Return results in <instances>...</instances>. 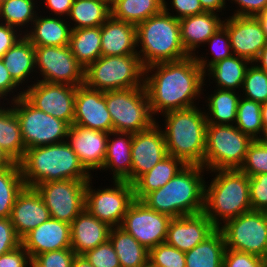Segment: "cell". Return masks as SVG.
Listing matches in <instances>:
<instances>
[{
    "label": "cell",
    "mask_w": 267,
    "mask_h": 267,
    "mask_svg": "<svg viewBox=\"0 0 267 267\" xmlns=\"http://www.w3.org/2000/svg\"><path fill=\"white\" fill-rule=\"evenodd\" d=\"M201 6L205 12H213L218 14V12L225 11L227 7L226 0H200Z\"/></svg>",
    "instance_id": "680465c9"
},
{
    "label": "cell",
    "mask_w": 267,
    "mask_h": 267,
    "mask_svg": "<svg viewBox=\"0 0 267 267\" xmlns=\"http://www.w3.org/2000/svg\"><path fill=\"white\" fill-rule=\"evenodd\" d=\"M69 47L77 61L86 68L102 56L101 26L72 29Z\"/></svg>",
    "instance_id": "d590c367"
},
{
    "label": "cell",
    "mask_w": 267,
    "mask_h": 267,
    "mask_svg": "<svg viewBox=\"0 0 267 267\" xmlns=\"http://www.w3.org/2000/svg\"><path fill=\"white\" fill-rule=\"evenodd\" d=\"M88 181L62 180L41 183L38 191L51 218L71 224L85 209V191Z\"/></svg>",
    "instance_id": "5bb4252c"
},
{
    "label": "cell",
    "mask_w": 267,
    "mask_h": 267,
    "mask_svg": "<svg viewBox=\"0 0 267 267\" xmlns=\"http://www.w3.org/2000/svg\"><path fill=\"white\" fill-rule=\"evenodd\" d=\"M170 4L172 5L170 8L174 11H171L169 8L170 5L166 0H163V9L179 20L205 12L201 6L200 0H170Z\"/></svg>",
    "instance_id": "f907efd6"
},
{
    "label": "cell",
    "mask_w": 267,
    "mask_h": 267,
    "mask_svg": "<svg viewBox=\"0 0 267 267\" xmlns=\"http://www.w3.org/2000/svg\"><path fill=\"white\" fill-rule=\"evenodd\" d=\"M35 81L23 87L24 97L37 109L71 126L75 114L76 86Z\"/></svg>",
    "instance_id": "9a60e30c"
},
{
    "label": "cell",
    "mask_w": 267,
    "mask_h": 267,
    "mask_svg": "<svg viewBox=\"0 0 267 267\" xmlns=\"http://www.w3.org/2000/svg\"><path fill=\"white\" fill-rule=\"evenodd\" d=\"M92 179L86 185L85 209L110 227L121 226L128 207L135 200L133 185L127 181L113 180L112 187L96 189Z\"/></svg>",
    "instance_id": "7c38bea8"
},
{
    "label": "cell",
    "mask_w": 267,
    "mask_h": 267,
    "mask_svg": "<svg viewBox=\"0 0 267 267\" xmlns=\"http://www.w3.org/2000/svg\"><path fill=\"white\" fill-rule=\"evenodd\" d=\"M213 91V94L211 92L208 97H205L207 100L205 99L204 102L207 103L206 107H208V111L204 110L207 123L235 125L241 93L220 88Z\"/></svg>",
    "instance_id": "d6a6232c"
},
{
    "label": "cell",
    "mask_w": 267,
    "mask_h": 267,
    "mask_svg": "<svg viewBox=\"0 0 267 267\" xmlns=\"http://www.w3.org/2000/svg\"><path fill=\"white\" fill-rule=\"evenodd\" d=\"M225 18L222 26L229 35L233 55L253 63L267 43L260 22L254 16Z\"/></svg>",
    "instance_id": "ac0fdd59"
},
{
    "label": "cell",
    "mask_w": 267,
    "mask_h": 267,
    "mask_svg": "<svg viewBox=\"0 0 267 267\" xmlns=\"http://www.w3.org/2000/svg\"><path fill=\"white\" fill-rule=\"evenodd\" d=\"M21 245L31 259L41 253L71 248L70 224L50 217L27 233Z\"/></svg>",
    "instance_id": "7402d4cb"
},
{
    "label": "cell",
    "mask_w": 267,
    "mask_h": 267,
    "mask_svg": "<svg viewBox=\"0 0 267 267\" xmlns=\"http://www.w3.org/2000/svg\"><path fill=\"white\" fill-rule=\"evenodd\" d=\"M205 171L200 165H186L163 187L146 194L140 201L171 218L201 213L204 209Z\"/></svg>",
    "instance_id": "3957f363"
},
{
    "label": "cell",
    "mask_w": 267,
    "mask_h": 267,
    "mask_svg": "<svg viewBox=\"0 0 267 267\" xmlns=\"http://www.w3.org/2000/svg\"><path fill=\"white\" fill-rule=\"evenodd\" d=\"M14 163L10 156L0 148V169L11 167Z\"/></svg>",
    "instance_id": "94428289"
},
{
    "label": "cell",
    "mask_w": 267,
    "mask_h": 267,
    "mask_svg": "<svg viewBox=\"0 0 267 267\" xmlns=\"http://www.w3.org/2000/svg\"><path fill=\"white\" fill-rule=\"evenodd\" d=\"M240 170L249 177L267 173V144L262 139H255L249 144Z\"/></svg>",
    "instance_id": "ee69618b"
},
{
    "label": "cell",
    "mask_w": 267,
    "mask_h": 267,
    "mask_svg": "<svg viewBox=\"0 0 267 267\" xmlns=\"http://www.w3.org/2000/svg\"><path fill=\"white\" fill-rule=\"evenodd\" d=\"M262 122L264 126V134L267 132V102L261 106Z\"/></svg>",
    "instance_id": "e7e4bbea"
},
{
    "label": "cell",
    "mask_w": 267,
    "mask_h": 267,
    "mask_svg": "<svg viewBox=\"0 0 267 267\" xmlns=\"http://www.w3.org/2000/svg\"><path fill=\"white\" fill-rule=\"evenodd\" d=\"M226 249L246 252L267 260V212L250 210L219 228Z\"/></svg>",
    "instance_id": "8fae6325"
},
{
    "label": "cell",
    "mask_w": 267,
    "mask_h": 267,
    "mask_svg": "<svg viewBox=\"0 0 267 267\" xmlns=\"http://www.w3.org/2000/svg\"><path fill=\"white\" fill-rule=\"evenodd\" d=\"M21 245V239L16 235L9 218H0V256Z\"/></svg>",
    "instance_id": "f5cc1de1"
},
{
    "label": "cell",
    "mask_w": 267,
    "mask_h": 267,
    "mask_svg": "<svg viewBox=\"0 0 267 267\" xmlns=\"http://www.w3.org/2000/svg\"><path fill=\"white\" fill-rule=\"evenodd\" d=\"M109 240L121 267H148L149 250L120 226L111 228Z\"/></svg>",
    "instance_id": "e575fe53"
},
{
    "label": "cell",
    "mask_w": 267,
    "mask_h": 267,
    "mask_svg": "<svg viewBox=\"0 0 267 267\" xmlns=\"http://www.w3.org/2000/svg\"><path fill=\"white\" fill-rule=\"evenodd\" d=\"M185 166L181 159L166 156L133 184L135 200H141L146 194L163 187Z\"/></svg>",
    "instance_id": "4dcf8cb0"
},
{
    "label": "cell",
    "mask_w": 267,
    "mask_h": 267,
    "mask_svg": "<svg viewBox=\"0 0 267 267\" xmlns=\"http://www.w3.org/2000/svg\"><path fill=\"white\" fill-rule=\"evenodd\" d=\"M50 217L38 191L34 187L25 186L16 198L10 219L16 235L22 239Z\"/></svg>",
    "instance_id": "603a6c76"
},
{
    "label": "cell",
    "mask_w": 267,
    "mask_h": 267,
    "mask_svg": "<svg viewBox=\"0 0 267 267\" xmlns=\"http://www.w3.org/2000/svg\"><path fill=\"white\" fill-rule=\"evenodd\" d=\"M205 173L215 177L211 183L205 181L203 213L217 229L228 220L252 210L248 175L240 169L210 170Z\"/></svg>",
    "instance_id": "277c9868"
},
{
    "label": "cell",
    "mask_w": 267,
    "mask_h": 267,
    "mask_svg": "<svg viewBox=\"0 0 267 267\" xmlns=\"http://www.w3.org/2000/svg\"><path fill=\"white\" fill-rule=\"evenodd\" d=\"M260 22L267 40V9L255 16Z\"/></svg>",
    "instance_id": "be15d7a7"
},
{
    "label": "cell",
    "mask_w": 267,
    "mask_h": 267,
    "mask_svg": "<svg viewBox=\"0 0 267 267\" xmlns=\"http://www.w3.org/2000/svg\"><path fill=\"white\" fill-rule=\"evenodd\" d=\"M109 133L72 124L66 141L77 154L81 164L91 171H101L107 151Z\"/></svg>",
    "instance_id": "ffe728a7"
},
{
    "label": "cell",
    "mask_w": 267,
    "mask_h": 267,
    "mask_svg": "<svg viewBox=\"0 0 267 267\" xmlns=\"http://www.w3.org/2000/svg\"><path fill=\"white\" fill-rule=\"evenodd\" d=\"M1 59L12 79L19 86L23 87L25 83L28 84L27 81L33 78V75H35L33 74L34 72L36 73L35 48L24 35L2 56Z\"/></svg>",
    "instance_id": "f1b7e54d"
},
{
    "label": "cell",
    "mask_w": 267,
    "mask_h": 267,
    "mask_svg": "<svg viewBox=\"0 0 267 267\" xmlns=\"http://www.w3.org/2000/svg\"><path fill=\"white\" fill-rule=\"evenodd\" d=\"M72 267H93L83 255H76Z\"/></svg>",
    "instance_id": "6125c7cd"
},
{
    "label": "cell",
    "mask_w": 267,
    "mask_h": 267,
    "mask_svg": "<svg viewBox=\"0 0 267 267\" xmlns=\"http://www.w3.org/2000/svg\"><path fill=\"white\" fill-rule=\"evenodd\" d=\"M0 105V148L10 158L19 163L25 154L26 147L22 140L19 119L10 103ZM9 105V107H8Z\"/></svg>",
    "instance_id": "1f68e13d"
},
{
    "label": "cell",
    "mask_w": 267,
    "mask_h": 267,
    "mask_svg": "<svg viewBox=\"0 0 267 267\" xmlns=\"http://www.w3.org/2000/svg\"><path fill=\"white\" fill-rule=\"evenodd\" d=\"M19 88L21 89V91ZM15 92L17 95L15 94ZM11 93H14L15 95ZM11 95L14 96L10 97ZM8 96L9 99L6 98ZM21 96H24V90L22 91V87H19V85L12 79L9 71L6 69L2 59L0 58V101L3 100L4 103V101L8 100L6 103H10L20 98Z\"/></svg>",
    "instance_id": "816d5d0a"
},
{
    "label": "cell",
    "mask_w": 267,
    "mask_h": 267,
    "mask_svg": "<svg viewBox=\"0 0 267 267\" xmlns=\"http://www.w3.org/2000/svg\"><path fill=\"white\" fill-rule=\"evenodd\" d=\"M243 92V94L241 93ZM242 97L258 103L267 102V72L251 63L245 72Z\"/></svg>",
    "instance_id": "7bdbcfd3"
},
{
    "label": "cell",
    "mask_w": 267,
    "mask_h": 267,
    "mask_svg": "<svg viewBox=\"0 0 267 267\" xmlns=\"http://www.w3.org/2000/svg\"><path fill=\"white\" fill-rule=\"evenodd\" d=\"M210 45V53L213 56L210 60L208 56H196L194 55V58L198 65L202 68V70L205 72L209 67L217 63L218 61H221L225 58H228L233 55L229 35L227 33V30L222 26L219 28L205 43V45ZM205 58H204V57Z\"/></svg>",
    "instance_id": "b9f144b4"
},
{
    "label": "cell",
    "mask_w": 267,
    "mask_h": 267,
    "mask_svg": "<svg viewBox=\"0 0 267 267\" xmlns=\"http://www.w3.org/2000/svg\"><path fill=\"white\" fill-rule=\"evenodd\" d=\"M35 67L39 80L49 83L79 86L84 84L85 68L67 46H34ZM38 70V71H37ZM41 76V77H40Z\"/></svg>",
    "instance_id": "4fadbf2b"
},
{
    "label": "cell",
    "mask_w": 267,
    "mask_h": 267,
    "mask_svg": "<svg viewBox=\"0 0 267 267\" xmlns=\"http://www.w3.org/2000/svg\"><path fill=\"white\" fill-rule=\"evenodd\" d=\"M136 26L110 16L101 25L102 56H121L137 53Z\"/></svg>",
    "instance_id": "d4e9b609"
},
{
    "label": "cell",
    "mask_w": 267,
    "mask_h": 267,
    "mask_svg": "<svg viewBox=\"0 0 267 267\" xmlns=\"http://www.w3.org/2000/svg\"><path fill=\"white\" fill-rule=\"evenodd\" d=\"M252 210L267 212V173L249 177Z\"/></svg>",
    "instance_id": "c3c4849f"
},
{
    "label": "cell",
    "mask_w": 267,
    "mask_h": 267,
    "mask_svg": "<svg viewBox=\"0 0 267 267\" xmlns=\"http://www.w3.org/2000/svg\"><path fill=\"white\" fill-rule=\"evenodd\" d=\"M18 31L0 22V58L24 35Z\"/></svg>",
    "instance_id": "9f6ffc18"
},
{
    "label": "cell",
    "mask_w": 267,
    "mask_h": 267,
    "mask_svg": "<svg viewBox=\"0 0 267 267\" xmlns=\"http://www.w3.org/2000/svg\"><path fill=\"white\" fill-rule=\"evenodd\" d=\"M110 4L114 1V0H107Z\"/></svg>",
    "instance_id": "003e7915"
},
{
    "label": "cell",
    "mask_w": 267,
    "mask_h": 267,
    "mask_svg": "<svg viewBox=\"0 0 267 267\" xmlns=\"http://www.w3.org/2000/svg\"><path fill=\"white\" fill-rule=\"evenodd\" d=\"M93 267H121L113 245L108 239L83 254Z\"/></svg>",
    "instance_id": "bcb514c9"
},
{
    "label": "cell",
    "mask_w": 267,
    "mask_h": 267,
    "mask_svg": "<svg viewBox=\"0 0 267 267\" xmlns=\"http://www.w3.org/2000/svg\"><path fill=\"white\" fill-rule=\"evenodd\" d=\"M216 229L203 212L172 218L165 242L185 253L203 242Z\"/></svg>",
    "instance_id": "44dd1931"
},
{
    "label": "cell",
    "mask_w": 267,
    "mask_h": 267,
    "mask_svg": "<svg viewBox=\"0 0 267 267\" xmlns=\"http://www.w3.org/2000/svg\"><path fill=\"white\" fill-rule=\"evenodd\" d=\"M111 16L137 26L163 9V0H114Z\"/></svg>",
    "instance_id": "74e56055"
},
{
    "label": "cell",
    "mask_w": 267,
    "mask_h": 267,
    "mask_svg": "<svg viewBox=\"0 0 267 267\" xmlns=\"http://www.w3.org/2000/svg\"><path fill=\"white\" fill-rule=\"evenodd\" d=\"M73 124L110 133L113 123L106 106L105 92L87 87H76Z\"/></svg>",
    "instance_id": "d6986e66"
},
{
    "label": "cell",
    "mask_w": 267,
    "mask_h": 267,
    "mask_svg": "<svg viewBox=\"0 0 267 267\" xmlns=\"http://www.w3.org/2000/svg\"><path fill=\"white\" fill-rule=\"evenodd\" d=\"M223 267H267V260L246 252L226 249Z\"/></svg>",
    "instance_id": "681fc988"
},
{
    "label": "cell",
    "mask_w": 267,
    "mask_h": 267,
    "mask_svg": "<svg viewBox=\"0 0 267 267\" xmlns=\"http://www.w3.org/2000/svg\"><path fill=\"white\" fill-rule=\"evenodd\" d=\"M0 267H32V259L22 246L0 256Z\"/></svg>",
    "instance_id": "db71d44e"
},
{
    "label": "cell",
    "mask_w": 267,
    "mask_h": 267,
    "mask_svg": "<svg viewBox=\"0 0 267 267\" xmlns=\"http://www.w3.org/2000/svg\"><path fill=\"white\" fill-rule=\"evenodd\" d=\"M194 106L162 114L168 155L181 159L186 165L204 167L207 120L204 110Z\"/></svg>",
    "instance_id": "5b68a950"
},
{
    "label": "cell",
    "mask_w": 267,
    "mask_h": 267,
    "mask_svg": "<svg viewBox=\"0 0 267 267\" xmlns=\"http://www.w3.org/2000/svg\"><path fill=\"white\" fill-rule=\"evenodd\" d=\"M219 16L221 15L213 12H203L179 20L181 42L190 56L196 55V52L198 54L196 49L203 46L222 27L224 19Z\"/></svg>",
    "instance_id": "484cf974"
},
{
    "label": "cell",
    "mask_w": 267,
    "mask_h": 267,
    "mask_svg": "<svg viewBox=\"0 0 267 267\" xmlns=\"http://www.w3.org/2000/svg\"><path fill=\"white\" fill-rule=\"evenodd\" d=\"M250 64L248 60L232 55L209 67L204 72L205 82L208 76L209 82L211 79L216 83L215 88L242 90L245 72Z\"/></svg>",
    "instance_id": "f546056e"
},
{
    "label": "cell",
    "mask_w": 267,
    "mask_h": 267,
    "mask_svg": "<svg viewBox=\"0 0 267 267\" xmlns=\"http://www.w3.org/2000/svg\"><path fill=\"white\" fill-rule=\"evenodd\" d=\"M19 165L27 187L51 181H88L93 177L66 141L26 149Z\"/></svg>",
    "instance_id": "7a4b0ae2"
},
{
    "label": "cell",
    "mask_w": 267,
    "mask_h": 267,
    "mask_svg": "<svg viewBox=\"0 0 267 267\" xmlns=\"http://www.w3.org/2000/svg\"><path fill=\"white\" fill-rule=\"evenodd\" d=\"M42 0H39V2ZM44 1V7L46 6L47 9H50L51 14L49 13V16L54 13V15L57 17H63L67 18L71 7L73 5L74 0H43ZM66 16V17H65Z\"/></svg>",
    "instance_id": "6f0895ef"
},
{
    "label": "cell",
    "mask_w": 267,
    "mask_h": 267,
    "mask_svg": "<svg viewBox=\"0 0 267 267\" xmlns=\"http://www.w3.org/2000/svg\"><path fill=\"white\" fill-rule=\"evenodd\" d=\"M105 99L113 131L135 134L156 123L145 86L107 91Z\"/></svg>",
    "instance_id": "9c48e42d"
},
{
    "label": "cell",
    "mask_w": 267,
    "mask_h": 267,
    "mask_svg": "<svg viewBox=\"0 0 267 267\" xmlns=\"http://www.w3.org/2000/svg\"><path fill=\"white\" fill-rule=\"evenodd\" d=\"M156 121L149 129L133 134L131 184L168 156L164 133Z\"/></svg>",
    "instance_id": "e0dca14e"
},
{
    "label": "cell",
    "mask_w": 267,
    "mask_h": 267,
    "mask_svg": "<svg viewBox=\"0 0 267 267\" xmlns=\"http://www.w3.org/2000/svg\"><path fill=\"white\" fill-rule=\"evenodd\" d=\"M66 20L64 17L37 14L32 23L33 26H30L24 36L34 46H67L71 27Z\"/></svg>",
    "instance_id": "83f0119b"
},
{
    "label": "cell",
    "mask_w": 267,
    "mask_h": 267,
    "mask_svg": "<svg viewBox=\"0 0 267 267\" xmlns=\"http://www.w3.org/2000/svg\"><path fill=\"white\" fill-rule=\"evenodd\" d=\"M252 141L235 125L207 123L204 168L207 171L240 169Z\"/></svg>",
    "instance_id": "ba28073f"
},
{
    "label": "cell",
    "mask_w": 267,
    "mask_h": 267,
    "mask_svg": "<svg viewBox=\"0 0 267 267\" xmlns=\"http://www.w3.org/2000/svg\"><path fill=\"white\" fill-rule=\"evenodd\" d=\"M144 78L138 54L100 56L84 70V84L102 92L142 87Z\"/></svg>",
    "instance_id": "52a82bcc"
},
{
    "label": "cell",
    "mask_w": 267,
    "mask_h": 267,
    "mask_svg": "<svg viewBox=\"0 0 267 267\" xmlns=\"http://www.w3.org/2000/svg\"><path fill=\"white\" fill-rule=\"evenodd\" d=\"M6 0H0V4H2L3 2H5Z\"/></svg>",
    "instance_id": "a7ac6f4b"
},
{
    "label": "cell",
    "mask_w": 267,
    "mask_h": 267,
    "mask_svg": "<svg viewBox=\"0 0 267 267\" xmlns=\"http://www.w3.org/2000/svg\"><path fill=\"white\" fill-rule=\"evenodd\" d=\"M25 187L19 163L0 169V218H9L18 194Z\"/></svg>",
    "instance_id": "ab89813d"
},
{
    "label": "cell",
    "mask_w": 267,
    "mask_h": 267,
    "mask_svg": "<svg viewBox=\"0 0 267 267\" xmlns=\"http://www.w3.org/2000/svg\"><path fill=\"white\" fill-rule=\"evenodd\" d=\"M262 140L267 144V132L264 134V137L262 138Z\"/></svg>",
    "instance_id": "03108f58"
},
{
    "label": "cell",
    "mask_w": 267,
    "mask_h": 267,
    "mask_svg": "<svg viewBox=\"0 0 267 267\" xmlns=\"http://www.w3.org/2000/svg\"><path fill=\"white\" fill-rule=\"evenodd\" d=\"M237 4L232 16H256L267 9V0H227ZM233 1V2H232Z\"/></svg>",
    "instance_id": "11a10c76"
},
{
    "label": "cell",
    "mask_w": 267,
    "mask_h": 267,
    "mask_svg": "<svg viewBox=\"0 0 267 267\" xmlns=\"http://www.w3.org/2000/svg\"><path fill=\"white\" fill-rule=\"evenodd\" d=\"M111 228L84 209L70 224L71 249L76 255H83L106 242Z\"/></svg>",
    "instance_id": "cb8c5ba5"
},
{
    "label": "cell",
    "mask_w": 267,
    "mask_h": 267,
    "mask_svg": "<svg viewBox=\"0 0 267 267\" xmlns=\"http://www.w3.org/2000/svg\"><path fill=\"white\" fill-rule=\"evenodd\" d=\"M259 69L267 72V43L253 62Z\"/></svg>",
    "instance_id": "91938a15"
},
{
    "label": "cell",
    "mask_w": 267,
    "mask_h": 267,
    "mask_svg": "<svg viewBox=\"0 0 267 267\" xmlns=\"http://www.w3.org/2000/svg\"><path fill=\"white\" fill-rule=\"evenodd\" d=\"M148 267H186L185 253L166 242L160 243L149 250Z\"/></svg>",
    "instance_id": "f6af8a7d"
},
{
    "label": "cell",
    "mask_w": 267,
    "mask_h": 267,
    "mask_svg": "<svg viewBox=\"0 0 267 267\" xmlns=\"http://www.w3.org/2000/svg\"><path fill=\"white\" fill-rule=\"evenodd\" d=\"M10 103L19 119L26 149L67 141V122L37 109L24 96Z\"/></svg>",
    "instance_id": "30bf717a"
},
{
    "label": "cell",
    "mask_w": 267,
    "mask_h": 267,
    "mask_svg": "<svg viewBox=\"0 0 267 267\" xmlns=\"http://www.w3.org/2000/svg\"><path fill=\"white\" fill-rule=\"evenodd\" d=\"M136 39L140 46L137 53L145 68L190 56L181 42L179 19L164 9L136 26Z\"/></svg>",
    "instance_id": "8992f818"
},
{
    "label": "cell",
    "mask_w": 267,
    "mask_h": 267,
    "mask_svg": "<svg viewBox=\"0 0 267 267\" xmlns=\"http://www.w3.org/2000/svg\"><path fill=\"white\" fill-rule=\"evenodd\" d=\"M261 103L240 97L235 126L253 140L264 137Z\"/></svg>",
    "instance_id": "60d3db41"
},
{
    "label": "cell",
    "mask_w": 267,
    "mask_h": 267,
    "mask_svg": "<svg viewBox=\"0 0 267 267\" xmlns=\"http://www.w3.org/2000/svg\"><path fill=\"white\" fill-rule=\"evenodd\" d=\"M172 218L148 208L140 200L128 207L121 228L131 234L147 250L164 243Z\"/></svg>",
    "instance_id": "2e32d148"
},
{
    "label": "cell",
    "mask_w": 267,
    "mask_h": 267,
    "mask_svg": "<svg viewBox=\"0 0 267 267\" xmlns=\"http://www.w3.org/2000/svg\"><path fill=\"white\" fill-rule=\"evenodd\" d=\"M204 85V71L194 56L145 68L144 86L154 117L159 113L196 106V100L202 99Z\"/></svg>",
    "instance_id": "6da1fadb"
},
{
    "label": "cell",
    "mask_w": 267,
    "mask_h": 267,
    "mask_svg": "<svg viewBox=\"0 0 267 267\" xmlns=\"http://www.w3.org/2000/svg\"><path fill=\"white\" fill-rule=\"evenodd\" d=\"M37 1L38 0H6L0 4V22L14 27L18 29L19 32L25 34L28 31V26L30 28L37 14H40V12H38L40 9H38L39 7L37 6L39 2ZM36 8L38 11H36Z\"/></svg>",
    "instance_id": "f35d334b"
},
{
    "label": "cell",
    "mask_w": 267,
    "mask_h": 267,
    "mask_svg": "<svg viewBox=\"0 0 267 267\" xmlns=\"http://www.w3.org/2000/svg\"><path fill=\"white\" fill-rule=\"evenodd\" d=\"M110 16L111 8L107 0H74L67 19L70 20L69 24H72L70 25L72 30L99 27Z\"/></svg>",
    "instance_id": "8d00e7d4"
},
{
    "label": "cell",
    "mask_w": 267,
    "mask_h": 267,
    "mask_svg": "<svg viewBox=\"0 0 267 267\" xmlns=\"http://www.w3.org/2000/svg\"><path fill=\"white\" fill-rule=\"evenodd\" d=\"M132 133L112 131L108 135L107 151L102 171L109 169L112 180L131 183Z\"/></svg>",
    "instance_id": "4316f807"
},
{
    "label": "cell",
    "mask_w": 267,
    "mask_h": 267,
    "mask_svg": "<svg viewBox=\"0 0 267 267\" xmlns=\"http://www.w3.org/2000/svg\"><path fill=\"white\" fill-rule=\"evenodd\" d=\"M75 256L71 248L41 253L32 259V267H72Z\"/></svg>",
    "instance_id": "7dc6e473"
},
{
    "label": "cell",
    "mask_w": 267,
    "mask_h": 267,
    "mask_svg": "<svg viewBox=\"0 0 267 267\" xmlns=\"http://www.w3.org/2000/svg\"><path fill=\"white\" fill-rule=\"evenodd\" d=\"M225 251L223 232L216 229L203 242L185 252L186 267H223Z\"/></svg>",
    "instance_id": "836d02e7"
}]
</instances>
